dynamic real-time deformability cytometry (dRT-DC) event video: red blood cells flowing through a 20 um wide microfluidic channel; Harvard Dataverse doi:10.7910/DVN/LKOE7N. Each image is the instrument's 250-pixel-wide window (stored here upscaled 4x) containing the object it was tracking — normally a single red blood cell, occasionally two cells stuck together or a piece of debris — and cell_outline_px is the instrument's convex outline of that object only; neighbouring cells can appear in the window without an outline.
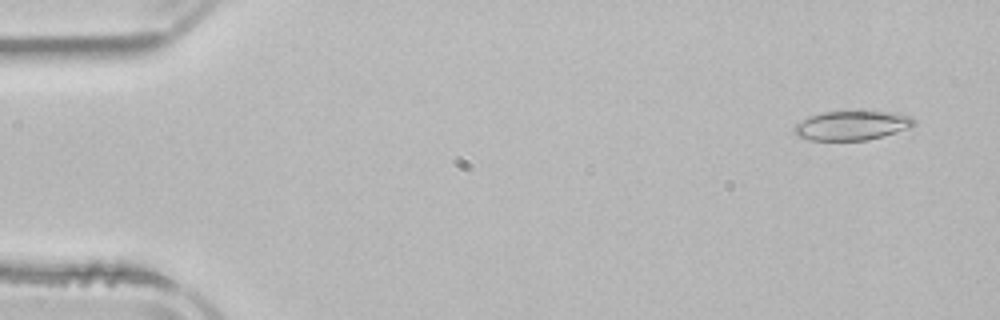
{"species": "common noctule bat (a hibernating species)", "species_latin": "Nyctalus noctula", "temperature_condition": "room temperature", "stored_images_in_passage": 4, "camera_frame_rate_fps": 3000, "um_per_image_px": 0.085, "animal": {"sex": "male", "body_mass_g": 21.5, "forearm_length_mm": 52.0}, "frame": {"image": 1, "passage_image": 1, "time_ms": 0.0, "image_size_px": [1000, 320], "cell_outline_px": [[916, 124], [912, 128], [868, 140], [812, 140], [796, 136], [792, 132], [792, 128], [796, 124], [808, 116], [820, 112], [892, 112], [912, 116], [916, 120]], "centroid_in_image_um": [72.42, 10.67], "position_along_channel_um": 12.6, "area_um2": 20.63}}
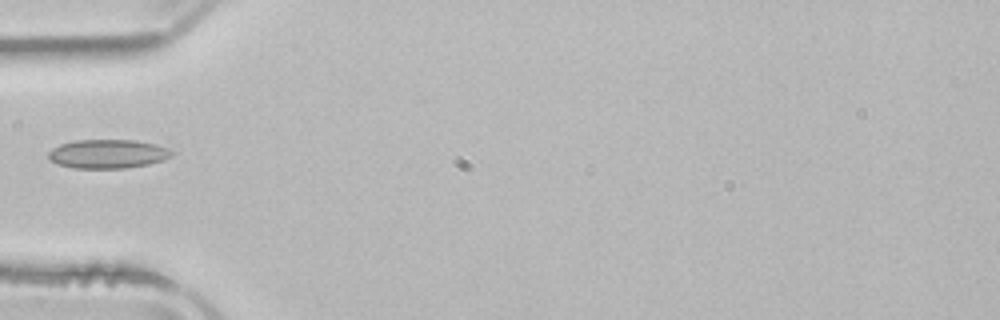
{"frame": {"image": 2, "passage_image": 4, "time_ms": 4.667, "image_size_px": [1000, 320], "cell_outline_px": [[172, 156], [164, 160], [148, 164], [124, 168], [72, 168], [56, 164], [48, 160], [48, 152], [52, 148], [60, 144], [76, 140], [136, 140], [156, 144], [168, 148], [172, 152]], "centroid_in_image_um": [9.13, 13.08], "position_along_channel_um": 75.9, "area_um2": 20.92}}